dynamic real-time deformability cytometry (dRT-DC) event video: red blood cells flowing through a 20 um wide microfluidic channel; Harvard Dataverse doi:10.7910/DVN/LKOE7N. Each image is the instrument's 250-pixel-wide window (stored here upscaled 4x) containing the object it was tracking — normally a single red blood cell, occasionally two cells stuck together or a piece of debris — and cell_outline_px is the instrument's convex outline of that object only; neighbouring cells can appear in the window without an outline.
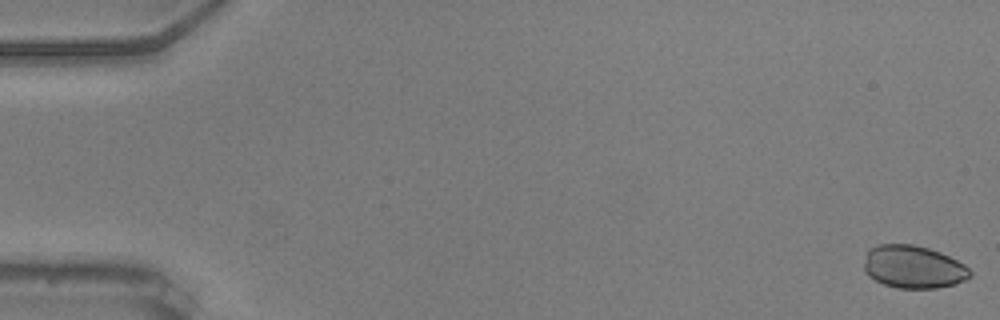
{"species": "common noctule bat (a hibernating species)", "species_latin": "Nyctalus noctula", "temperature_condition": "warm", "stored_images_in_passage": 49, "camera_frame_rate_fps": 3000, "um_per_image_px": 0.085, "animal": {"sex": "male", "body_mass_g": 20.5, "forearm_length_mm": 52.5}, "frame": {"image": 1, "passage_image": 1, "time_ms": 0.0, "image_size_px": [1000, 320], "cell_outline_px": [[972, 276], [956, 284], [936, 288], [896, 288], [884, 284], [868, 276], [864, 272], [864, 264], [868, 248], [876, 244], [912, 244], [928, 248], [940, 252], [964, 264], [972, 272]], "centroid_in_image_um": [77.62, 22.68], "position_along_channel_um": 7.4, "area_um2": 26.59}}
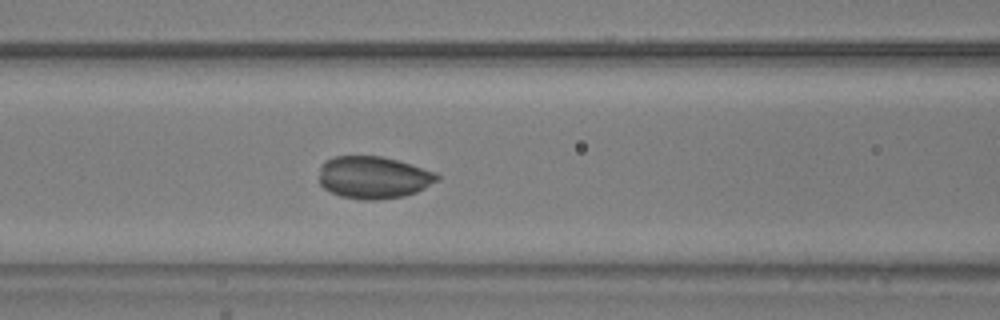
{"frame": {"image": 2, "passage_image": 24, "time_ms": 7.667, "image_size_px": [1000, 320], "cell_outline_px": [[440, 180], [416, 192], [404, 196], [376, 200], [360, 200], [340, 196], [324, 188], [320, 184], [320, 168], [332, 156], [380, 156], [412, 164], [436, 172], [440, 176]], "centroid_in_image_um": [31.78, 15.09], "position_along_channel_um": 134.8, "area_um2": 29.13}}
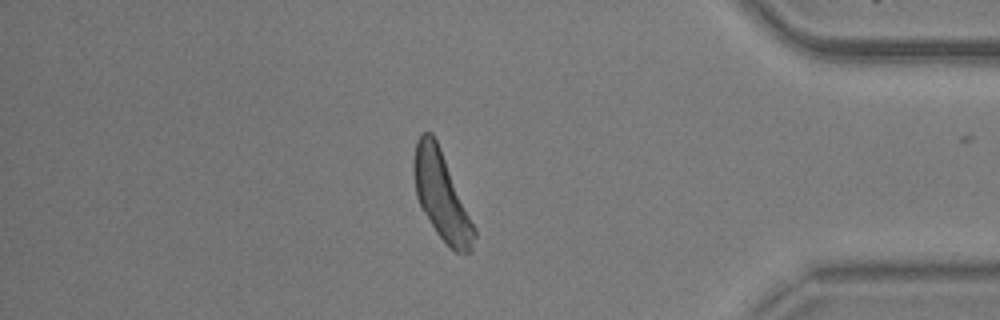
{"frame": {"image": 3, "passage_image": 48, "time_ms": 15.667, "image_size_px": [1000, 320], "cell_outline_px": [[476, 236], [472, 248], [468, 252], [456, 252], [436, 232], [424, 212], [416, 196], [416, 140], [424, 132], [432, 132], [440, 148], [476, 228]], "centroid_in_image_um": [37.58, 16.68], "position_along_channel_um": 397.6, "area_um2": 29.59}}